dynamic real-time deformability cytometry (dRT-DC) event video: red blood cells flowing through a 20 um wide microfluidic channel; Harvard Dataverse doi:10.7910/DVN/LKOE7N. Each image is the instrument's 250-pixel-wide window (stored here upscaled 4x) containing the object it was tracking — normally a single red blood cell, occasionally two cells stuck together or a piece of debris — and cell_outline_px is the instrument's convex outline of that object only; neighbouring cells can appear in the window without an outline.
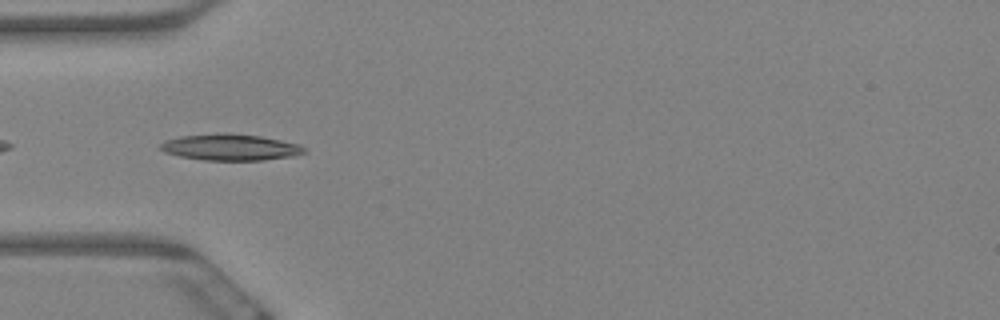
{"species": "Egyptian fruit bat (a non-hibernating species)", "species_latin": "Rousettus aegyptiacus", "temperature_condition": "warm", "stored_images_in_passage": 6, "camera_frame_rate_fps": 3000, "um_per_image_px": 0.085, "animal": {"sex": "female"}, "frame": {"image": 1, "passage_image": 6, "time_ms": 1.667, "image_size_px": [1000, 320], "cell_outline_px": [[308, 152], [292, 156], [264, 160], [204, 160], [180, 156], [164, 152], [160, 148], [160, 144], [164, 140], [180, 136], [216, 132], [228, 132], [260, 136], [300, 144]], "centroid_in_image_um": [19.56, 12.5], "position_along_channel_um": 65.4, "area_um2": 22.31}}